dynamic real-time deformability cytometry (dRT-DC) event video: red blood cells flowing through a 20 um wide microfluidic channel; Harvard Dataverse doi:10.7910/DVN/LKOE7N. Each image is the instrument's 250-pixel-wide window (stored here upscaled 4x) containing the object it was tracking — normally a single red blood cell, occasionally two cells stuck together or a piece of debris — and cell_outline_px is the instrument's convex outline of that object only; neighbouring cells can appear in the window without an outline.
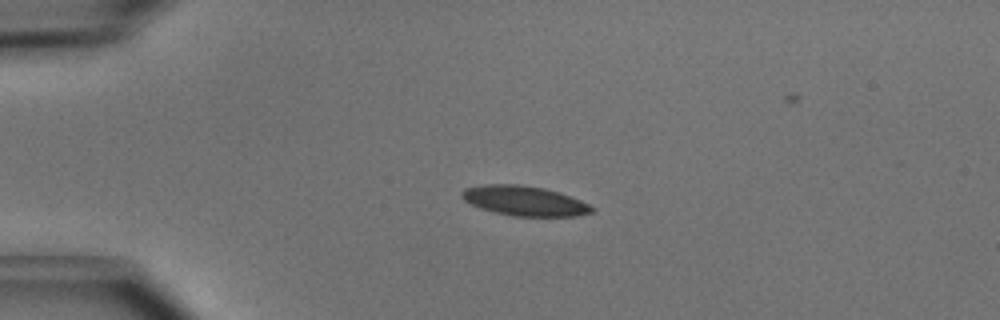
{"species": "common noctule bat (a hibernating species)", "species_latin": "Nyctalus noctula", "temperature_condition": "cold", "stored_images_in_passage": 3, "camera_frame_rate_fps": 3000, "um_per_image_px": 0.085, "animal": {"sex": "male", "body_mass_g": 15.6}, "frame": {"image": 1, "passage_image": 1, "time_ms": 0.0, "image_size_px": [1000, 320], "cell_outline_px": [[596, 208], [592, 212], [576, 216], [516, 216], [496, 212], [472, 204], [464, 200], [460, 196], [460, 192], [464, 188], [484, 184], [516, 184], [544, 188], [580, 200]], "centroid_in_image_um": [44.56, 17.06], "position_along_channel_um": 40.4, "area_um2": 22.25}}